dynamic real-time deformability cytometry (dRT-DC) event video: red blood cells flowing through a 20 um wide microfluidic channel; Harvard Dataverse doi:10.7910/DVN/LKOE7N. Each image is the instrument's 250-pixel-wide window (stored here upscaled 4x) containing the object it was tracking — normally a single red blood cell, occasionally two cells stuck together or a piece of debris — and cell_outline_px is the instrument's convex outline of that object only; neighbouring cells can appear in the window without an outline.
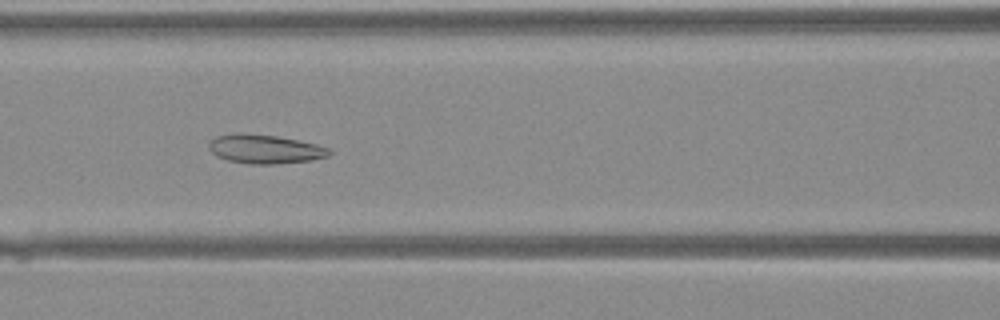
{"species": "Egyptian fruit bat (a non-hibernating species)", "species_latin": "Rousettus aegyptiacus", "temperature_condition": "warm", "stored_images_in_passage": 42, "camera_frame_rate_fps": 3000, "um_per_image_px": 0.085, "animal": {"sex": "female"}, "frame": {"image": 1, "passage_image": 19, "time_ms": 6.0, "image_size_px": [1000, 320], "cell_outline_px": [[332, 152], [328, 156], [312, 160], [276, 164], [248, 164], [228, 160], [216, 156], [208, 148], [208, 140], [216, 136], [276, 136], [316, 144], [328, 148]], "centroid_in_image_um": [22.55, 12.72], "position_along_channel_um": 144.1, "area_um2": 19.54}}
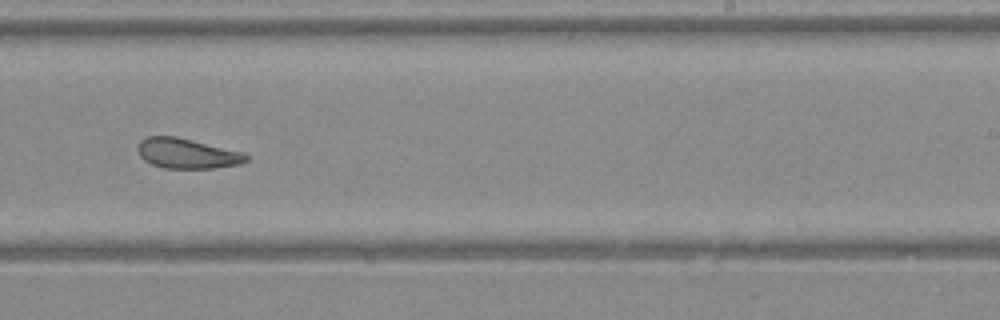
{"frame": {"image": 2, "passage_image": 27, "time_ms": 8.667, "image_size_px": [1000, 320], "cell_outline_px": [[248, 160], [240, 164], [212, 168], [164, 168], [152, 164], [144, 160], [140, 156], [136, 148], [140, 140], [148, 136], [176, 136], [240, 152], [248, 156]], "centroid_in_image_um": [15.83, 13.04], "position_along_channel_um": 273.2, "area_um2": 18.79}}
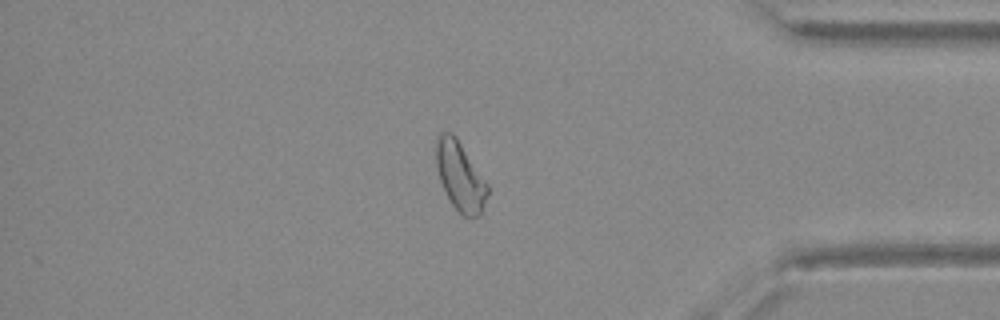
{"frame": {"image": 3, "passage_image": 36, "time_ms": 11.667, "image_size_px": [1000, 320], "cell_outline_px": [[488, 192], [480, 216], [464, 216], [452, 204], [440, 180], [436, 164], [436, 144], [440, 132], [452, 132], [456, 136], [488, 184]], "centroid_in_image_um": [39.12, 14.95], "position_along_channel_um": 396.1, "area_um2": 20.29}}